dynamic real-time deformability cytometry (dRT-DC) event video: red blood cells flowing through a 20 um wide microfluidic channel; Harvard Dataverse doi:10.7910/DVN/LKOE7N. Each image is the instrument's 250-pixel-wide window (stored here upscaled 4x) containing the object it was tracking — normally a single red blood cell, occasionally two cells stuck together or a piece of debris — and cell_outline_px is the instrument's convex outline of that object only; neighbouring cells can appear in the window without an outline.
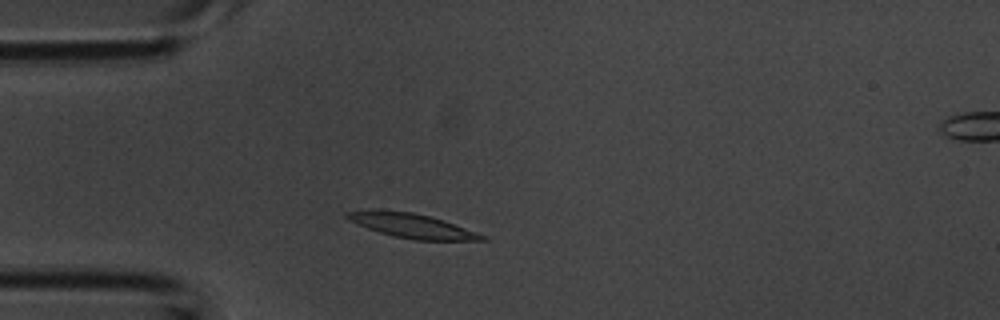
{"species": "common noctule bat (a hibernating species)", "species_latin": "Nyctalus noctula", "temperature_condition": "room temperature", "stored_images_in_passage": 31, "camera_frame_rate_fps": 3000, "um_per_image_px": 0.085, "animal": {"sex": "male", "body_mass_g": 20.1, "forearm_length_mm": 53.5}, "frame": {"image": 1, "passage_image": 5, "time_ms": 1.333, "image_size_px": [1000, 320], "cell_outline_px": [[488, 240], [416, 240], [392, 236], [368, 228], [348, 220], [344, 216], [344, 212], [376, 208], [384, 208], [412, 212], [444, 220], [488, 236]], "centroid_in_image_um": [34.96, 19.16], "position_along_channel_um": 50.0, "area_um2": 19.54}}
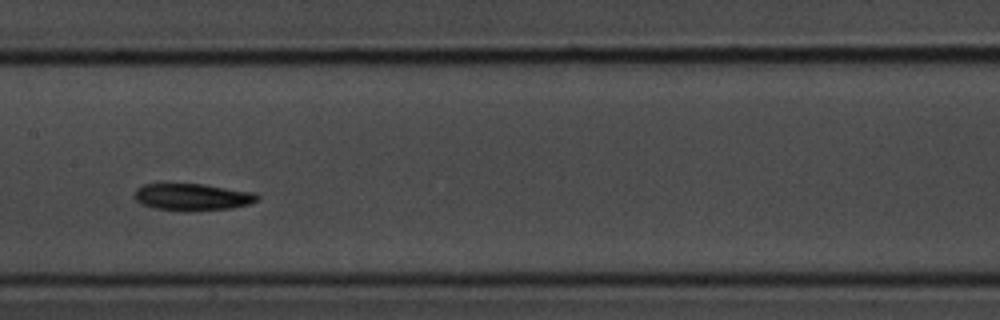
{"frame": {"image": 2, "passage_image": 15, "time_ms": 4.667, "image_size_px": [1000, 320], "cell_outline_px": [[260, 196], [256, 200], [248, 204], [232, 208], [188, 212], [180, 212], [152, 208], [140, 204], [132, 196], [136, 188], [144, 184], [204, 184], [256, 192]], "centroid_in_image_um": [16.31, 16.76], "position_along_channel_um": 191.1, "area_um2": 19.83}}
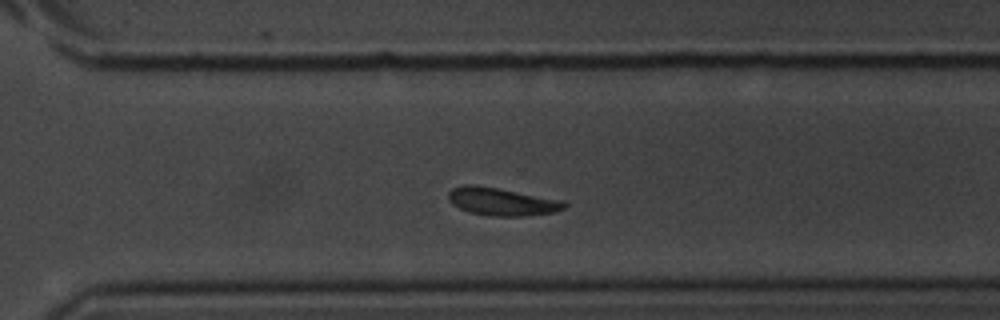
{"frame": {"image": 3, "passage_image": 24, "time_ms": 7.667, "image_size_px": [1000, 320], "cell_outline_px": [[568, 204], [564, 208], [556, 212], [520, 216], [492, 216], [468, 212], [452, 204], [448, 200], [448, 192], [452, 188], [468, 184], [476, 184], [564, 200]], "centroid_in_image_um": [42.65, 17.13], "position_along_channel_um": 327.9, "area_um2": 18.9}}